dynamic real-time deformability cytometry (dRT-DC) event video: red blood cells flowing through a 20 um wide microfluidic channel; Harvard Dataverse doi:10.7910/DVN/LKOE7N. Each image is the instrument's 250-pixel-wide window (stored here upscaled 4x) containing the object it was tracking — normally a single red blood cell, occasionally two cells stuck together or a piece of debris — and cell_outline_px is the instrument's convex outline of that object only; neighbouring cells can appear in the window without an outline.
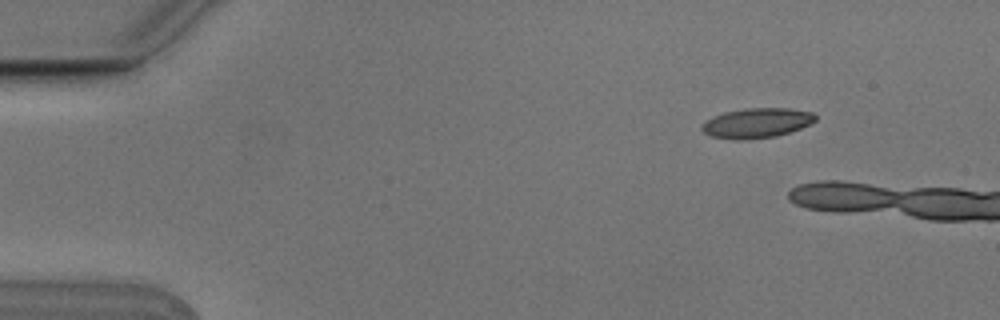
{"species": "Egyptian fruit bat (a non-hibernating species)", "species_latin": "Rousettus aegyptiacus", "temperature_condition": "cold", "stored_images_in_passage": 3, "camera_frame_rate_fps": 3000, "um_per_image_px": 0.085, "animal": {"sex": "male"}, "frame": {"image": 1, "passage_image": 1, "time_ms": 0.0, "image_size_px": [1000, 320], "cell_outline_px": [[816, 120], [800, 128], [776, 136], [744, 140], [732, 140], [712, 136], [704, 132], [700, 128], [700, 124], [704, 120], [712, 116], [724, 112], [744, 108], [792, 108], [812, 112], [816, 116]], "centroid_in_image_um": [64.26, 10.45], "position_along_channel_um": 20.7, "area_um2": 19.94}}